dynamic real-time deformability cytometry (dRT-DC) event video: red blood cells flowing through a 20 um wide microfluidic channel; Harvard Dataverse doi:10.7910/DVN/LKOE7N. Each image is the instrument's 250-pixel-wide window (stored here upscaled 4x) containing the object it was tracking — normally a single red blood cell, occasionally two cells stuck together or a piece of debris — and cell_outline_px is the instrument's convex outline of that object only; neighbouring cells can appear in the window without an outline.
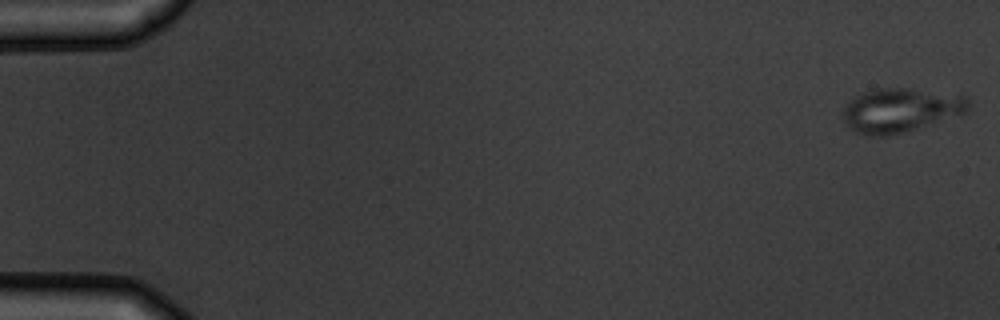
{"species": "common noctule bat (a hibernating species)", "species_latin": "Nyctalus noctula", "temperature_condition": "warm", "stored_images_in_passage": 6, "camera_frame_rate_fps": 3000, "um_per_image_px": 0.085, "animal": {"sex": "male", "body_mass_g": 19.5, "forearm_length_mm": 54.6}, "frame": {"image": 1, "passage_image": 1, "time_ms": 0.0, "image_size_px": [1000, 320], "cell_outline_px": [[968, 112], [904, 132], [888, 136], [864, 136], [848, 128], [840, 116], [840, 112], [856, 96], [864, 92], [876, 88], [912, 88], [964, 96], [968, 100]], "centroid_in_image_um": [76.48, 9.38], "position_along_channel_um": 8.5, "area_um2": 32.25}}